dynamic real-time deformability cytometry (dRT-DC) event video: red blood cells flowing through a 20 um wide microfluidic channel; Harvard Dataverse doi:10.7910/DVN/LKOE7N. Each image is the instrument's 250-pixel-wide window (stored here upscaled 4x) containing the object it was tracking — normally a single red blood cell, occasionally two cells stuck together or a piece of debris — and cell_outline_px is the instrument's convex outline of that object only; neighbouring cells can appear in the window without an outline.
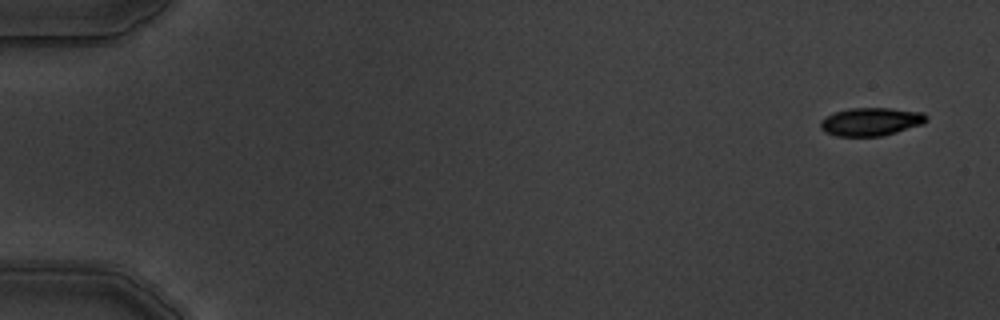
{"species": "common noctule bat (a hibernating species)", "species_latin": "Nyctalus noctula", "temperature_condition": "warm", "stored_images_in_passage": 6, "camera_frame_rate_fps": 3000, "um_per_image_px": 0.085, "animal": {"sex": "male", "body_mass_g": 19.5, "forearm_length_mm": 54.6}, "frame": {"image": 1, "passage_image": 1, "time_ms": 0.0, "image_size_px": [1000, 320], "cell_outline_px": [[928, 120], [924, 124], [896, 132], [880, 136], [836, 136], [824, 132], [820, 128], [820, 120], [836, 112], [848, 108], [892, 108], [924, 112], [928, 116]], "centroid_in_image_um": [74.06, 10.34], "position_along_channel_um": 10.9, "area_um2": 17.51}}
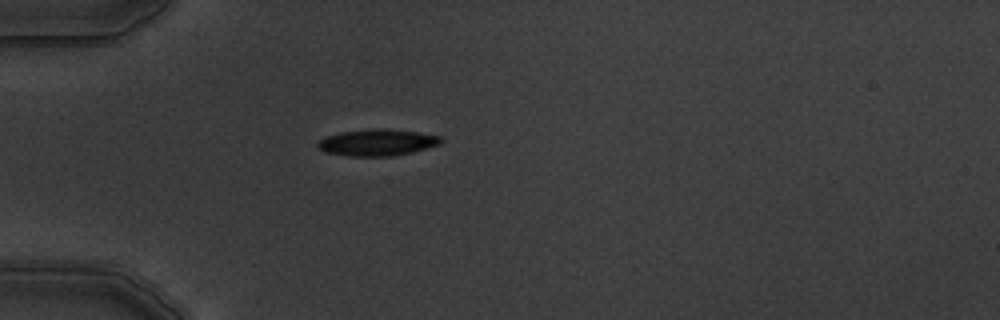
{"frame": {"image": 2, "passage_image": 5, "time_ms": 4.667, "image_size_px": [1000, 320], "cell_outline_px": [[444, 140], [440, 144], [412, 152], [392, 156], [348, 156], [324, 152], [316, 144], [324, 136], [340, 132], [376, 128], [388, 128], [416, 132], [440, 136]], "centroid_in_image_um": [32.05, 12.1], "position_along_channel_um": 52.9, "area_um2": 19.13}}